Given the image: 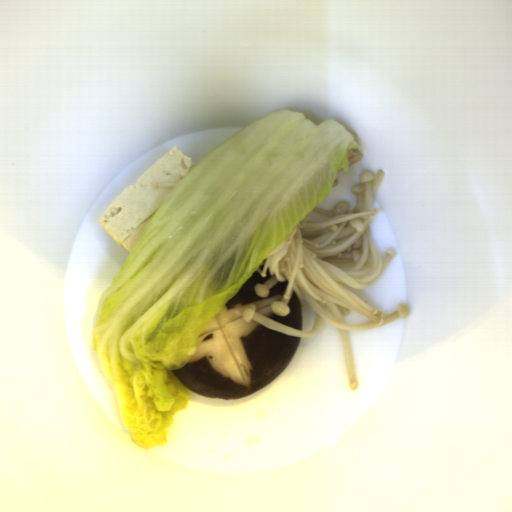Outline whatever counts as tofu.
Returning a JSON list of instances; mask_svg holds the SVG:
<instances>
[{
  "instance_id": "5b9d583a",
  "label": "tofu",
  "mask_w": 512,
  "mask_h": 512,
  "mask_svg": "<svg viewBox=\"0 0 512 512\" xmlns=\"http://www.w3.org/2000/svg\"><path fill=\"white\" fill-rule=\"evenodd\" d=\"M196 164L177 146L128 185L97 217L100 226L130 254L158 209Z\"/></svg>"
}]
</instances>
